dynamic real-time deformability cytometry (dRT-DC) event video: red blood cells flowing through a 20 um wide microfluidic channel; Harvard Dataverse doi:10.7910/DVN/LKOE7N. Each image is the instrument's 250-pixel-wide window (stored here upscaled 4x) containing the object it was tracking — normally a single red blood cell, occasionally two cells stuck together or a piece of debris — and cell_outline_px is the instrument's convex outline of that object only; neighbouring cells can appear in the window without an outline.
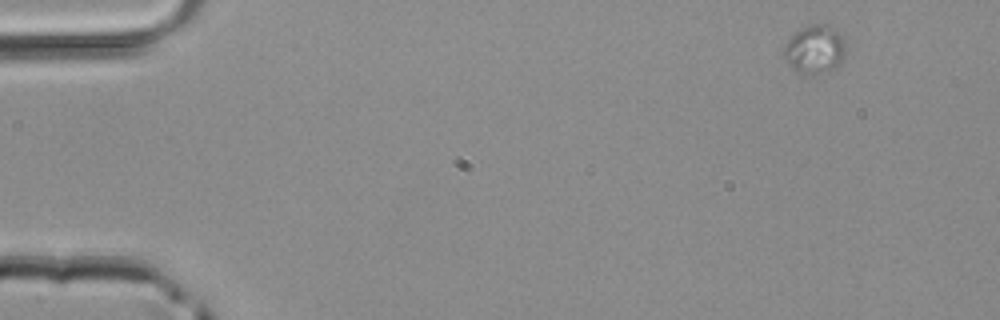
{"species": "common noctule bat (a hibernating species)", "species_latin": "Nyctalus noctula", "temperature_condition": "room temperature", "stored_images_in_passage": 4, "camera_frame_rate_fps": 3000, "um_per_image_px": 0.085, "animal": {"sex": "male", "body_mass_g": 20.4}, "frame": {"image": 1, "passage_image": 1, "time_ms": 0.0, "image_size_px": [1000, 320], "cell_outline_px": [[844, 52], [840, 64], [836, 68], [816, 72], [796, 72], [788, 64], [784, 56], [784, 44], [796, 32], [808, 24], [828, 24], [844, 40]], "centroid_in_image_um": [69.23, 4.16], "position_along_channel_um": 15.8, "area_um2": 16.88}}